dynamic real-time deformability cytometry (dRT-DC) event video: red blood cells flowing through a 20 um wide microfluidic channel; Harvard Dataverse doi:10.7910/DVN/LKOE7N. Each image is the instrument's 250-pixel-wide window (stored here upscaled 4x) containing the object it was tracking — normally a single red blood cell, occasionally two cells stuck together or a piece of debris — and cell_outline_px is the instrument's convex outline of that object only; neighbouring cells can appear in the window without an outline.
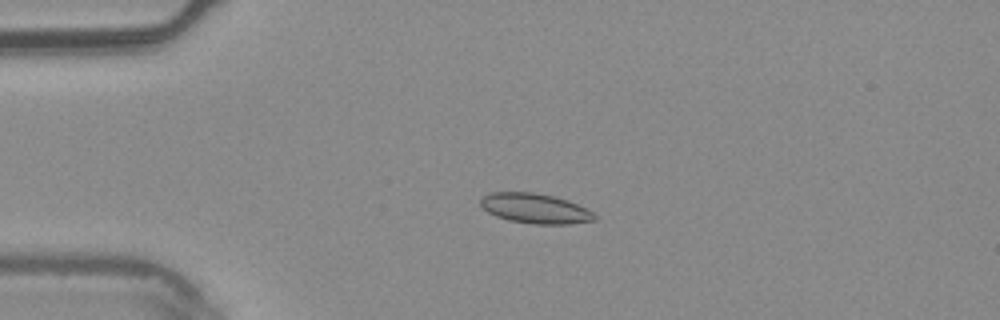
{"species": "common noctule bat (a hibernating species)", "species_latin": "Nyctalus noctula", "temperature_condition": "warm", "stored_images_in_passage": 5, "camera_frame_rate_fps": 3000, "um_per_image_px": 0.085, "animal": {"sex": "male", "body_mass_g": 20.4}, "frame": {"image": 1, "passage_image": 3, "time_ms": 0.667, "image_size_px": [1000, 320], "cell_outline_px": [[596, 220], [568, 224], [536, 224], [508, 220], [496, 216], [488, 212], [480, 204], [480, 200], [484, 196], [492, 192], [532, 192], [552, 196], [568, 200], [592, 212], [596, 216]], "centroid_in_image_um": [45.47, 17.72], "position_along_channel_um": 39.5, "area_um2": 19.65}}